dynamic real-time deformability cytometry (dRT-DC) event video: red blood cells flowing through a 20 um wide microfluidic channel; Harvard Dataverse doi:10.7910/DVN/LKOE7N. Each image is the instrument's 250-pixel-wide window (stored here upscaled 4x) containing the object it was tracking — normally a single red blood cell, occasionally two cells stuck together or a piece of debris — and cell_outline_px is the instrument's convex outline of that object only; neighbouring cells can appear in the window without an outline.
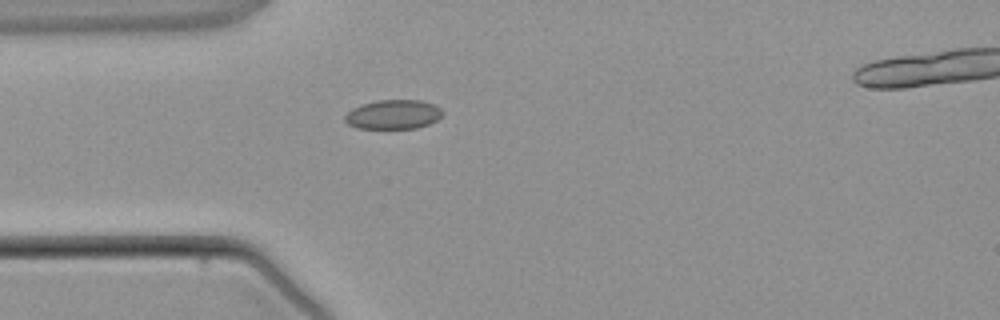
{"species": "common noctule bat (a hibernating species)", "species_latin": "Nyctalus noctula", "temperature_condition": "warm", "stored_images_in_passage": 5, "camera_frame_rate_fps": 3000, "um_per_image_px": 0.085, "animal": {"sex": "male", "body_mass_g": 21.5, "forearm_length_mm": 52.0}, "frame": {"image": 1, "passage_image": 5, "time_ms": 4.667, "image_size_px": [1000, 320], "cell_outline_px": [[444, 112], [436, 120], [428, 124], [416, 128], [356, 128], [348, 124], [344, 120], [344, 116], [352, 108], [360, 104], [376, 100], [420, 100], [436, 104]], "centroid_in_image_um": [33.41, 9.71], "position_along_channel_um": 51.6, "area_um2": 16.76}}